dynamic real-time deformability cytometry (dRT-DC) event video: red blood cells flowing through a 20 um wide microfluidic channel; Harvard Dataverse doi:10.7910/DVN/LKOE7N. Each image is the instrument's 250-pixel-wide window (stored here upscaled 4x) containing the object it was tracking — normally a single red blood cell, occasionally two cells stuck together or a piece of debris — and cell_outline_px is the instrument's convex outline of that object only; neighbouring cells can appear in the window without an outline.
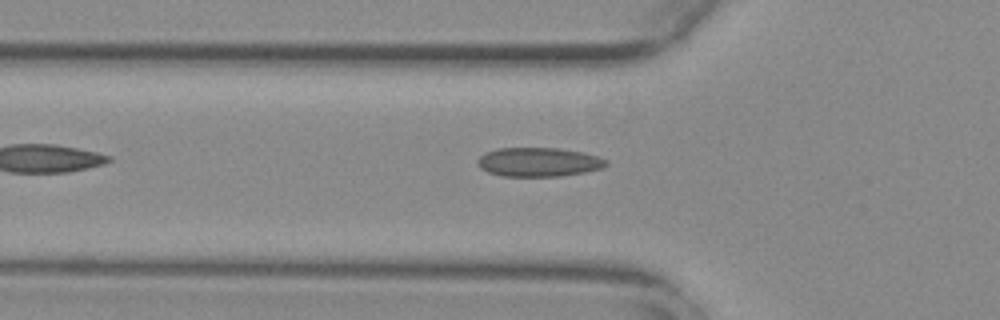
{"species": "common noctule bat (a hibernating species)", "species_latin": "Nyctalus noctula", "temperature_condition": "warm", "stored_images_in_passage": 31, "camera_frame_rate_fps": 3000, "um_per_image_px": 0.085, "animal": {"sex": "female", "body_mass_g": 29.2, "forearm_length_mm": 56.3}, "frame": {"image": 1, "passage_image": 2, "time_ms": 0.333, "image_size_px": [1000, 320], "cell_outline_px": [[608, 164], [600, 168], [584, 172], [560, 176], [504, 176], [488, 172], [480, 168], [476, 164], [476, 160], [484, 152], [496, 148], [556, 148], [580, 152], [596, 156], [608, 160]], "centroid_in_image_um": [45.72, 13.77], "position_along_channel_um": 80.1, "area_um2": 21.68}}
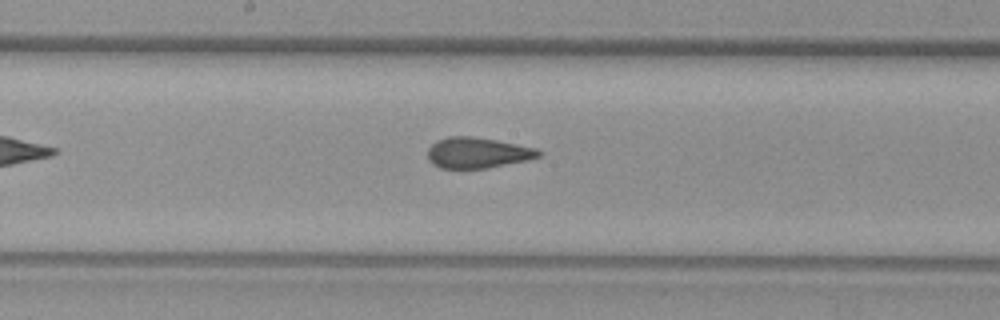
{"frame": {"image": 2, "passage_image": 12, "time_ms": 3.667, "image_size_px": [1000, 320], "cell_outline_px": [[544, 152], [540, 156], [524, 160], [488, 168], [440, 168], [432, 164], [428, 160], [428, 148], [436, 140], [448, 136], [472, 136], [496, 140], [536, 148]], "centroid_in_image_um": [40.55, 12.98], "position_along_channel_um": 207.6, "area_um2": 19.83}}
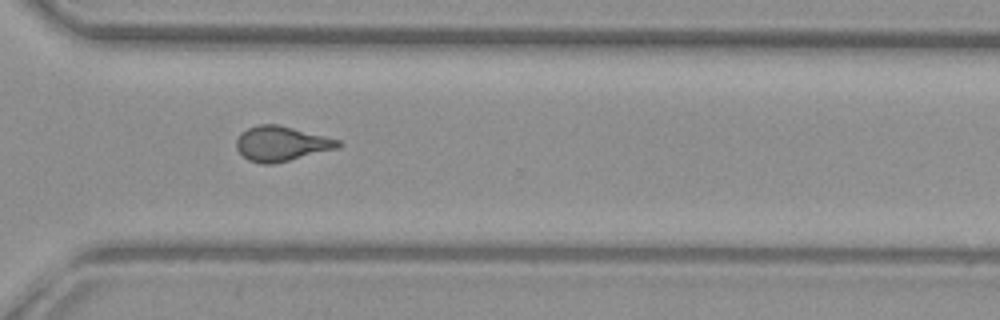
{"frame": {"image": 3, "passage_image": 23, "time_ms": 7.333, "image_size_px": [1000, 320], "cell_outline_px": [[344, 144], [336, 148], [272, 164], [260, 164], [248, 160], [236, 148], [236, 140], [240, 132], [248, 128], [260, 124], [276, 124], [340, 140]], "centroid_in_image_um": [23.87, 12.21], "position_along_channel_um": 346.7, "area_um2": 20.35}}